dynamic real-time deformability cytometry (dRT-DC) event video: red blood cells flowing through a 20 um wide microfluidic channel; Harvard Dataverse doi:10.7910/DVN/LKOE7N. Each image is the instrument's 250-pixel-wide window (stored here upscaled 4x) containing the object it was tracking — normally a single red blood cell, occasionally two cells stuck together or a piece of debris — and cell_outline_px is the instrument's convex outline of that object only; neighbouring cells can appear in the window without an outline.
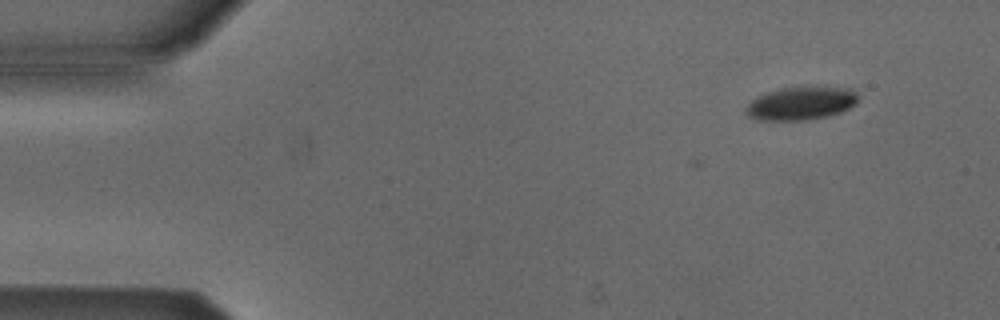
{"species": "Egyptian fruit bat (a non-hibernating species)", "species_latin": "Rousettus aegyptiacus", "temperature_condition": "cold", "stored_images_in_passage": 4, "camera_frame_rate_fps": 3000, "um_per_image_px": 0.085, "animal": {"sex": "male"}, "frame": {"image": 1, "passage_image": 2, "time_ms": 2.0, "image_size_px": [1000, 320], "cell_outline_px": [[860, 96], [856, 104], [840, 112], [828, 116], [804, 120], [756, 120], [748, 116], [744, 112], [744, 108], [756, 96], [780, 88], [804, 84], [816, 84], [852, 88]], "centroid_in_image_um": [68.12, 8.72], "position_along_channel_um": 16.9, "area_um2": 22.77}}